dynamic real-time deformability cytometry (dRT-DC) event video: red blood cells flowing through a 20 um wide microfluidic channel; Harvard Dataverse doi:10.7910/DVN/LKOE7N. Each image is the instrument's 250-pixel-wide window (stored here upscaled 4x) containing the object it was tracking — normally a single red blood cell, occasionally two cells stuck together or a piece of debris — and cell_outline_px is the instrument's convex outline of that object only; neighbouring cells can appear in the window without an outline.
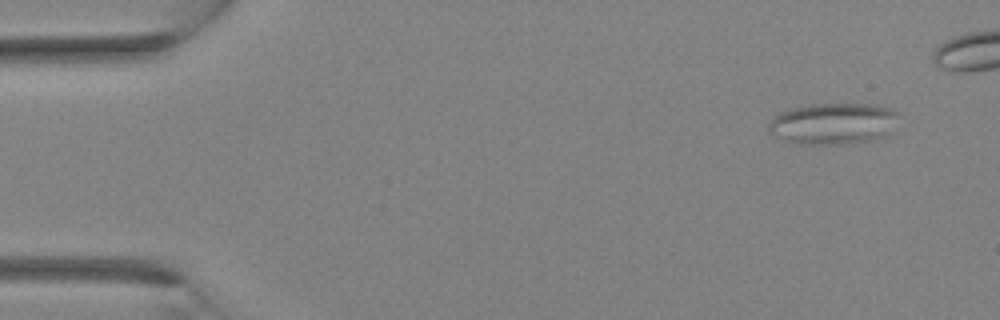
{"species": "Egyptian fruit bat (a non-hibernating species)", "species_latin": "Rousettus aegyptiacus", "temperature_condition": "room temperature", "stored_images_in_passage": 2, "camera_frame_rate_fps": 3000, "um_per_image_px": 0.085, "animal": {"sex": "female"}, "frame": {"image": 1, "passage_image": 2, "time_ms": 0.333, "image_size_px": [1000, 320], "cell_outline_px": [[900, 112], [888, 132], [880, 136], [868, 140], [840, 144], [800, 144], [784, 140], [768, 132], [768, 120], [772, 116], [780, 112], [792, 108], [812, 104], [880, 104], [892, 108]], "centroid_in_image_um": [70.76, 10.48], "position_along_channel_um": 14.2, "area_um2": 31.27}}